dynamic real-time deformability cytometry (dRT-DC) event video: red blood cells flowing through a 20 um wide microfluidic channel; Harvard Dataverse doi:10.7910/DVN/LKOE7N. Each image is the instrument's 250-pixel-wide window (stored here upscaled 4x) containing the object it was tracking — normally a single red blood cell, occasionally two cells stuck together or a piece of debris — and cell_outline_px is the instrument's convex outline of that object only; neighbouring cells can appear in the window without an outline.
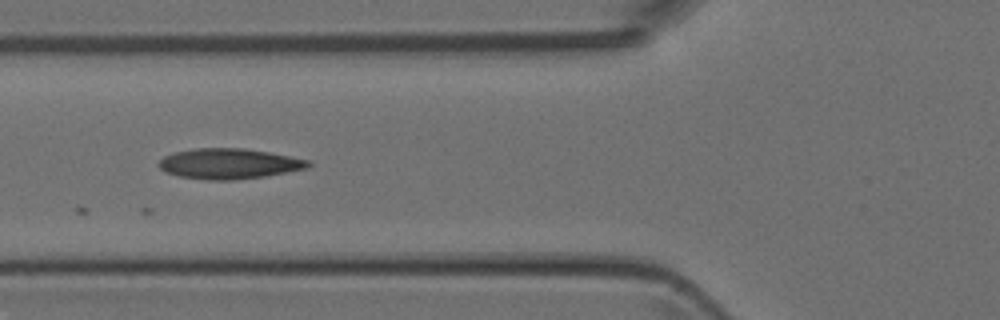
{"species": "Egyptian fruit bat (a non-hibernating species)", "species_latin": "Rousettus aegyptiacus", "temperature_condition": "room temperature", "stored_images_in_passage": 2, "camera_frame_rate_fps": 3000, "um_per_image_px": 0.085, "animal": {"sex": "female"}, "frame": {"image": 1, "passage_image": 2, "time_ms": 1.0, "image_size_px": [1000, 320], "cell_outline_px": [[312, 164], [304, 168], [264, 176], [232, 180], [208, 180], [180, 176], [164, 172], [156, 164], [164, 156], [176, 152], [196, 148], [244, 148], [268, 152], [308, 160]], "centroid_in_image_um": [19.4, 13.91], "position_along_channel_um": 106.4, "area_um2": 26.13}}